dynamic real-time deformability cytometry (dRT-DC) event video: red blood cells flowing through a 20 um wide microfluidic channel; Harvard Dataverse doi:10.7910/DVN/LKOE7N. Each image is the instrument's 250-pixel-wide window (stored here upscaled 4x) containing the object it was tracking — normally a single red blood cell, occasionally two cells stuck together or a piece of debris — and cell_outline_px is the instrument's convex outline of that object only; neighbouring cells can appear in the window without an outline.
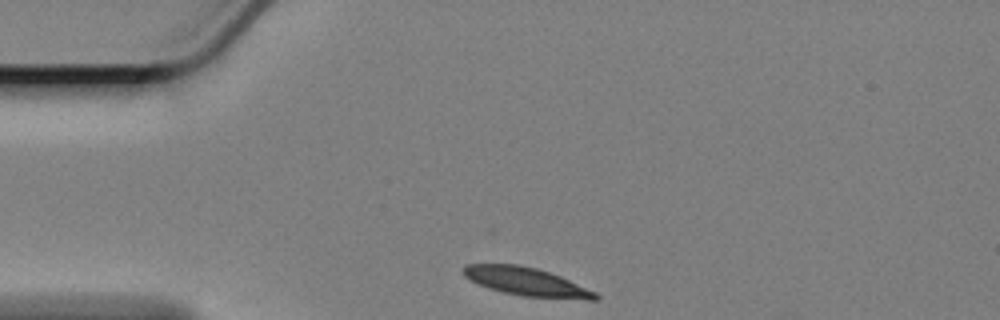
{"species": "Egyptian fruit bat (a non-hibernating species)", "species_latin": "Rousettus aegyptiacus", "temperature_condition": "cold", "stored_images_in_passage": 39, "camera_frame_rate_fps": 3000, "um_per_image_px": 0.085, "animal": {"sex": "female"}, "frame": {"image": 1, "passage_image": 1, "time_ms": 0.0, "image_size_px": [1000, 320], "cell_outline_px": [[600, 296], [596, 300], [588, 300], [524, 296], [504, 292], [488, 288], [464, 276], [460, 272], [460, 268], [464, 264], [520, 264], [536, 268], [560, 276], [596, 292]], "centroid_in_image_um": [44.72, 23.93], "position_along_channel_um": 40.3, "area_um2": 21.79}}
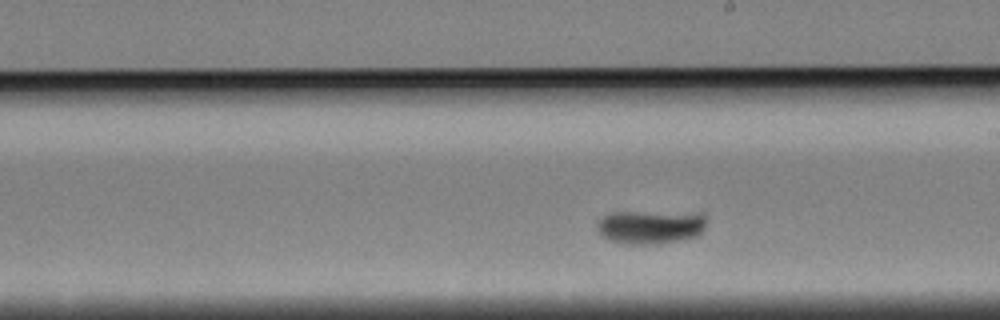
{"frame": {"image": 2, "passage_image": 23, "time_ms": 7.333, "image_size_px": [1000, 320], "cell_outline_px": [[708, 216], [704, 228], [696, 236], [676, 240], [648, 244], [628, 244], [608, 240], [596, 228], [596, 220], [608, 212], [704, 212]], "centroid_in_image_um": [55.29, 19.24], "position_along_channel_um": 233.7, "area_um2": 21.73}}
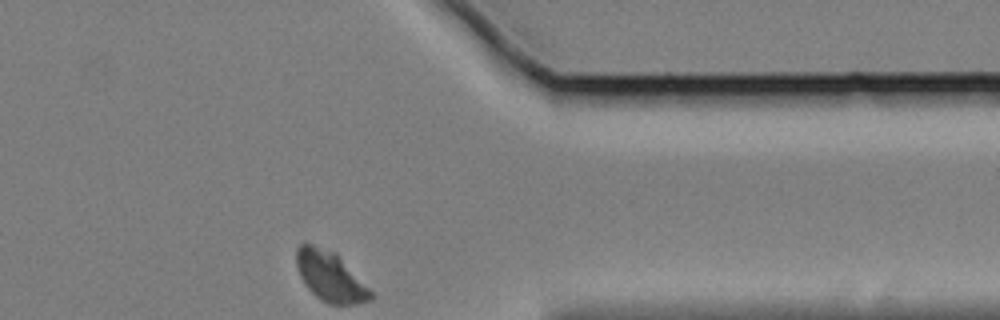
{"frame": {"image": 3, "passage_image": 39, "time_ms": 12.667, "image_size_px": [1000, 320], "cell_outline_px": [[372, 300], [356, 304], [328, 304], [320, 300], [304, 284], [296, 268], [296, 248], [304, 240], [336, 252], [340, 256], [372, 292]], "centroid_in_image_um": [28.02, 23.46], "position_along_channel_um": 383.4, "area_um2": 21.91}, "authors_computed_cell_mechanics": {"area_um2": 22.0796, "velocity_mm_per_s": 3.0628, "shape_relaxation_time_tau1_ms": 4.1992, "shape_relaxation_time_tau2_ms": null, "deformation_change_tau1": 0.1802, "deformation_change_tau2": null}}